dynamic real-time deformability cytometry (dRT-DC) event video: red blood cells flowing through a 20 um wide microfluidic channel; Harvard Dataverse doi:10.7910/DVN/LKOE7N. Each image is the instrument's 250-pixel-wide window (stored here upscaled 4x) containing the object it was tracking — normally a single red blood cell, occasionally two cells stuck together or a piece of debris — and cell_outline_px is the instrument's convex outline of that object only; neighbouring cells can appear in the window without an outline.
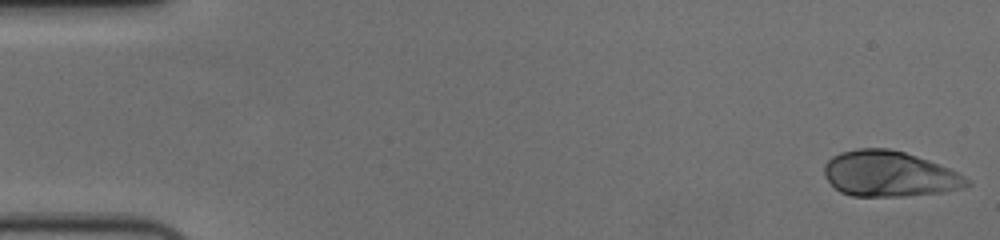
{"species": "human", "species_latin": "Homo sapiens", "temperature_condition": "cold", "stored_images_in_passage": 55, "camera_frame_rate_fps": 3000, "um_per_image_px": 0.085, "donor": {"sex": "female"}, "frame": {"image": 1, "passage_image": 1, "time_ms": 0.0, "image_size_px": [1000, 240], "cell_outline_px": [[972, 184], [960, 188], [944, 192], [904, 196], [852, 196], [840, 192], [824, 176], [824, 164], [832, 156], [840, 152], [856, 148], [888, 148], [904, 152], [928, 160], [948, 168], [964, 176]], "centroid_in_image_um": [75.56, 14.78], "position_along_channel_um": 9.4, "area_um2": 37.8}}
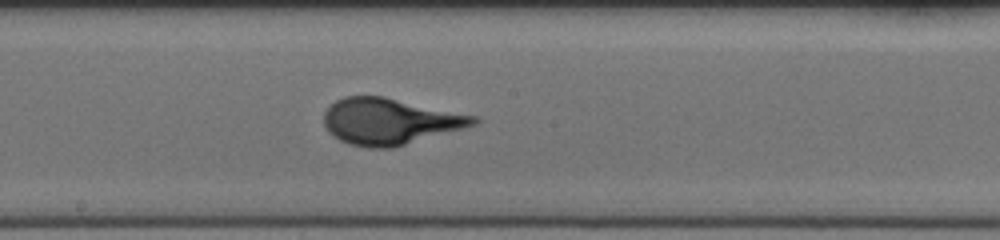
{"frame": {"image": 2, "passage_image": 30, "time_ms": 9.667, "image_size_px": [1000, 240], "cell_outline_px": [[480, 120], [476, 124], [464, 128], [392, 148], [368, 148], [348, 144], [332, 136], [328, 132], [324, 124], [324, 112], [336, 100], [344, 96], [384, 96], [480, 116]], "centroid_in_image_um": [33.15, 10.31], "position_along_channel_um": 215.1, "area_um2": 40.63}}
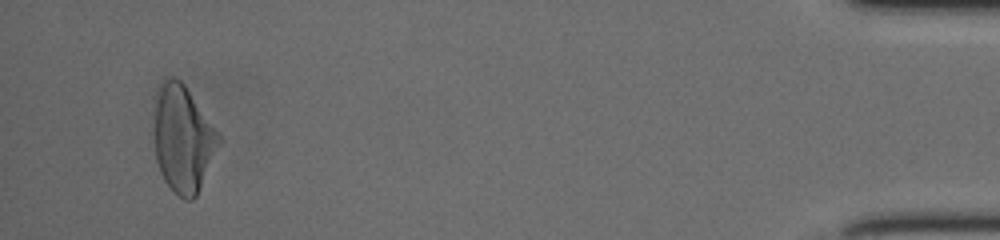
{"frame": {"image": 3, "passage_image": 53, "time_ms": 17.333, "image_size_px": [1000, 240], "cell_outline_px": [[224, 140], [196, 196], [192, 200], [184, 200], [164, 180], [160, 172], [156, 160], [156, 104], [160, 88], [164, 80], [180, 80], [184, 84]], "centroid_in_image_um": [15.63, 11.88], "position_along_channel_um": 419.6, "area_um2": 39.42}}